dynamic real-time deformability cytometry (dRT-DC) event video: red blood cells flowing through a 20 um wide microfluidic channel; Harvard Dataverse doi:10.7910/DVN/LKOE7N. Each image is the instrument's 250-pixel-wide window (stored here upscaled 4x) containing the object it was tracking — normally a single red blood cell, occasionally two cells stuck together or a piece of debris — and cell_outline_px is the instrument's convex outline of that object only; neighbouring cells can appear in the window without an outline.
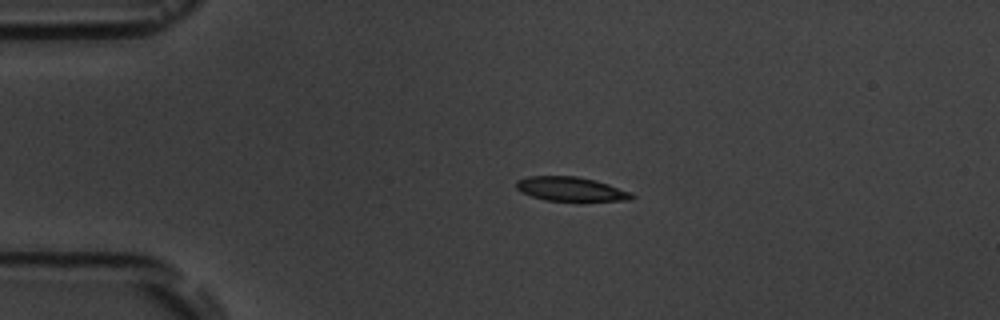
{"species": "common noctule bat (a hibernating species)", "species_latin": "Nyctalus noctula", "temperature_condition": "room temperature", "stored_images_in_passage": 2, "camera_frame_rate_fps": 3000, "um_per_image_px": 0.085, "animal": {"sex": "male", "body_mass_g": 19.5, "forearm_length_mm": 54.6}, "frame": {"image": 1, "passage_image": 1, "time_ms": 0.0, "image_size_px": [1000, 320], "cell_outline_px": [[636, 196], [632, 200], [544, 200], [520, 192], [516, 188], [516, 180], [528, 176], [576, 176], [596, 180], [632, 192]], "centroid_in_image_um": [48.51, 16.05], "position_along_channel_um": 36.5, "area_um2": 16.18}}